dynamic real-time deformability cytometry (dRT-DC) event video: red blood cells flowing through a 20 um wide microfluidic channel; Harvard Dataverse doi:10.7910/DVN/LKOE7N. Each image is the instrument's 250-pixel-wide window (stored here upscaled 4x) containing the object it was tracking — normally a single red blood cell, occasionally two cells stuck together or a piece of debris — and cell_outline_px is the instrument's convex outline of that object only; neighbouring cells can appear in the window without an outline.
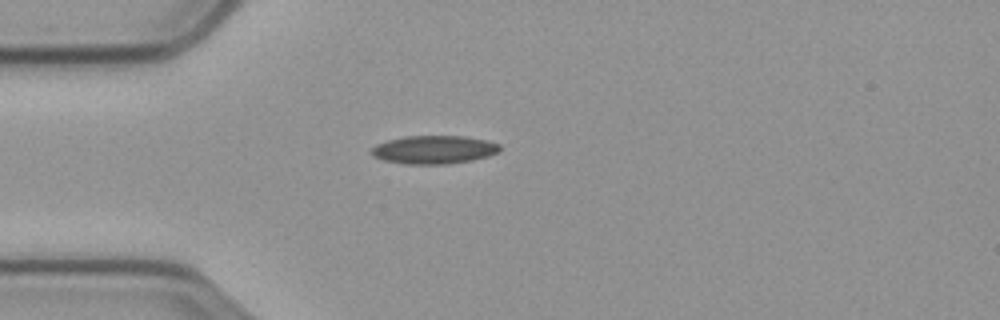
{"species": "common noctule bat (a hibernating species)", "species_latin": "Nyctalus noctula", "temperature_condition": "cold", "stored_images_in_passage": 43, "camera_frame_rate_fps": 3000, "um_per_image_px": 0.085, "animal": {"sex": "male", "body_mass_g": 23.1, "forearm_length_mm": 52.7}, "frame": {"image": 1, "passage_image": 1, "time_ms": 0.0, "image_size_px": [1000, 320], "cell_outline_px": [[500, 148], [496, 152], [488, 156], [472, 160], [448, 164], [404, 164], [384, 160], [372, 156], [368, 152], [376, 144], [388, 140], [404, 136], [464, 136], [484, 140], [500, 144]], "centroid_in_image_um": [36.83, 12.72], "position_along_channel_um": 48.2, "area_um2": 21.15}}
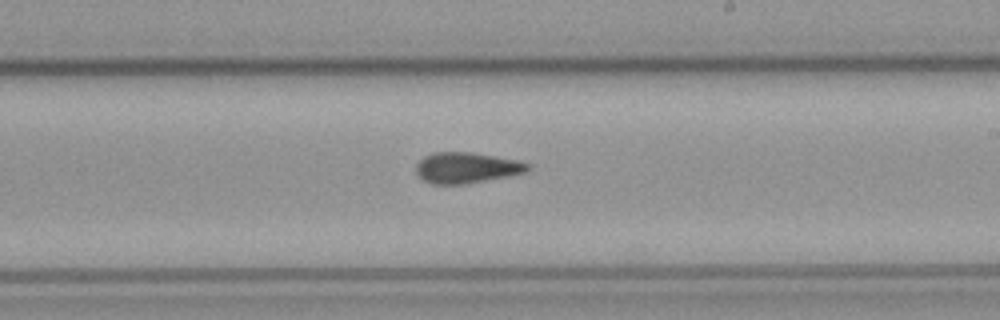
{"frame": {"image": 2, "passage_image": 19, "time_ms": 6.0, "image_size_px": [1000, 320], "cell_outline_px": [[532, 168], [524, 172], [508, 176], [464, 184], [432, 184], [424, 180], [416, 172], [416, 164], [424, 156], [436, 152], [468, 152], [520, 160], [532, 164]], "centroid_in_image_um": [39.69, 14.25], "position_along_channel_um": 249.3, "area_um2": 20.0}}
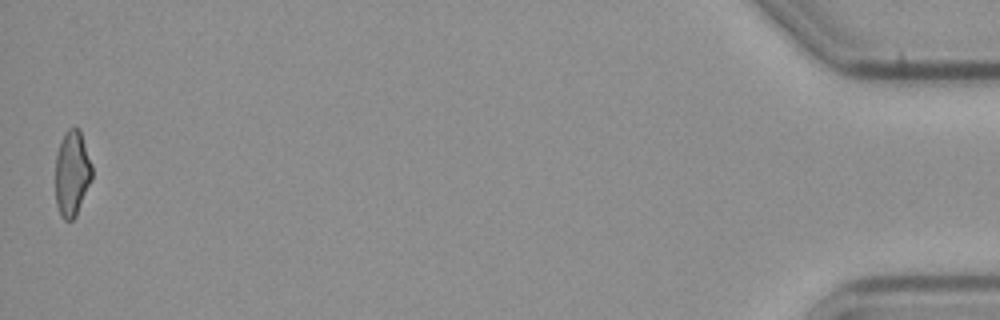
{"frame": {"image": 3, "passage_image": 43, "time_ms": 14.0, "image_size_px": [1000, 320], "cell_outline_px": [[92, 180], [76, 216], [72, 220], [64, 220], [60, 216], [56, 204], [56, 152], [64, 132], [68, 128], [80, 128], [92, 164]], "centroid_in_image_um": [6.13, 14.73], "position_along_channel_um": 429.1, "area_um2": 18.55}, "authors_computed_cell_mechanics": {"area_um2": 19.8254, "velocity_mm_per_s": 3.5422, "shape_relaxation_time_tau1_ms": null, "shape_relaxation_time_tau2_ms": 3.852, "deformation_change_tau1": null, "deformation_change_tau2": 0.0948}}